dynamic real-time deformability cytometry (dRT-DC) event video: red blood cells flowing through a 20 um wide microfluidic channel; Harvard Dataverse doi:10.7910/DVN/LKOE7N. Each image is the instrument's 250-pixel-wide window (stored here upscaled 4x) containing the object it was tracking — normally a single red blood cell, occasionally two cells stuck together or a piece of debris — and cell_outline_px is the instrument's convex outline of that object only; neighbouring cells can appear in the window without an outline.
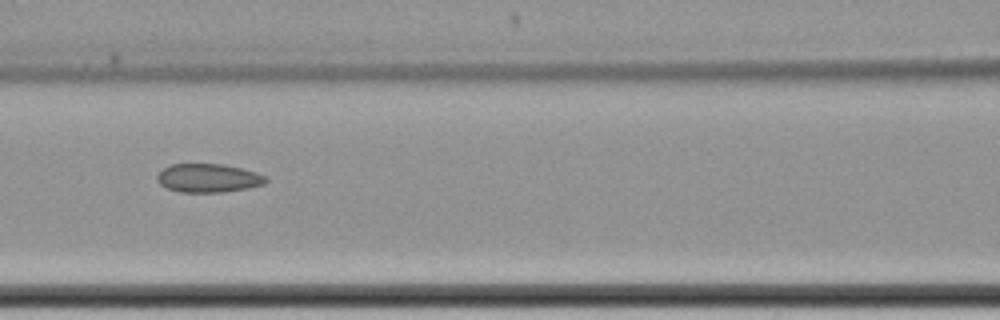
{"species": "common noctule bat (a hibernating species)", "species_latin": "Nyctalus noctula", "temperature_condition": "cold", "stored_images_in_passage": 8, "segment_of_instrument_passage": [1, 2], "camera_frame_rate_fps": 3000, "um_per_image_px": 0.085, "animal": {"sex": "female", "body_mass_g": 22.7, "forearm_length_mm": 54.2}, "frame": {"image": 1, "passage_image": 6, "time_ms": 6.0, "image_size_px": [1000, 320], "cell_outline_px": [[268, 180], [264, 184], [248, 188], [224, 192], [180, 192], [168, 188], [160, 184], [156, 180], [156, 176], [164, 168], [172, 164], [224, 164], [256, 172], [268, 176]], "centroid_in_image_um": [17.73, 15.14], "position_along_channel_um": 148.9, "area_um2": 18.15}}
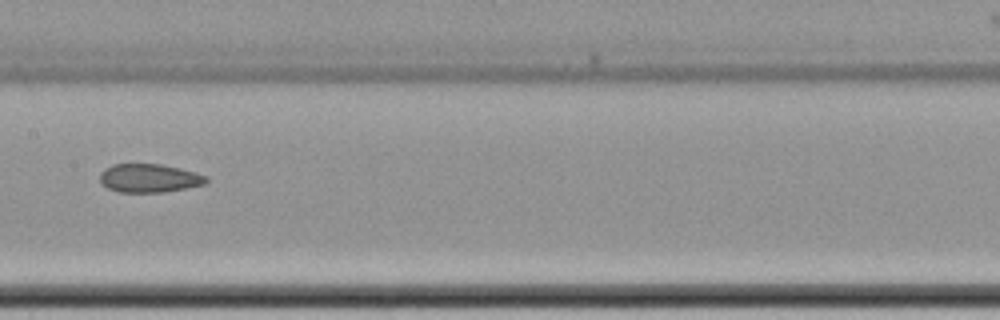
{"frame": {"image": 2, "passage_image": 7, "time_ms": 7.333, "image_size_px": [1000, 320], "cell_outline_px": [[208, 180], [204, 184], [164, 192], [120, 192], [108, 188], [100, 184], [100, 172], [104, 168], [112, 164], [160, 164], [180, 168], [196, 172], [208, 176]], "centroid_in_image_um": [12.66, 15.13], "position_along_channel_um": 194.7, "area_um2": 17.74}}